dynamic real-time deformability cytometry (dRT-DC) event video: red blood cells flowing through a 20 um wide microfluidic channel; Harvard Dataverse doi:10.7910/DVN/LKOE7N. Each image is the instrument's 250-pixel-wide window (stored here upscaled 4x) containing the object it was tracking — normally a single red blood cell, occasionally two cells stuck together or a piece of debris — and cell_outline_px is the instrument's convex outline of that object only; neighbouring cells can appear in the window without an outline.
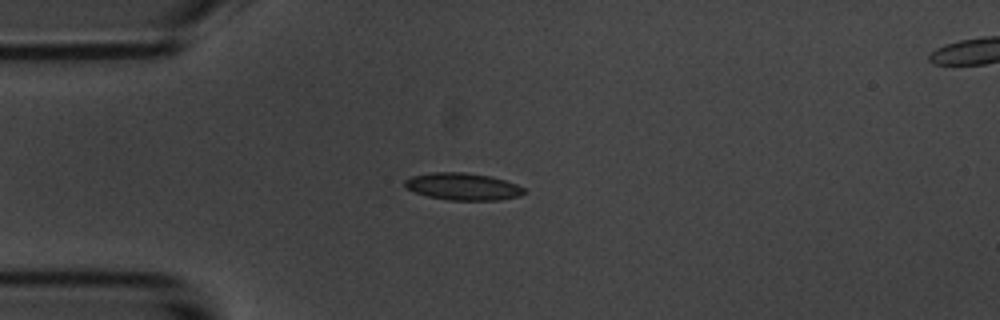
{"species": "common noctule bat (a hibernating species)", "species_latin": "Nyctalus noctula", "temperature_condition": "room temperature", "stored_images_in_passage": 6, "camera_frame_rate_fps": 3000, "um_per_image_px": 0.085, "animal": {"sex": "male", "body_mass_g": 20.1, "forearm_length_mm": 53.5}, "frame": {"image": 1, "passage_image": 1, "time_ms": 0.0, "image_size_px": [1000, 320], "cell_outline_px": [[524, 192], [520, 196], [500, 200], [448, 200], [428, 196], [404, 188], [404, 180], [412, 176], [432, 172], [464, 172], [488, 176], [504, 180], [516, 184], [524, 188]], "centroid_in_image_um": [39.31, 15.86], "position_along_channel_um": 45.7, "area_um2": 18.79}}
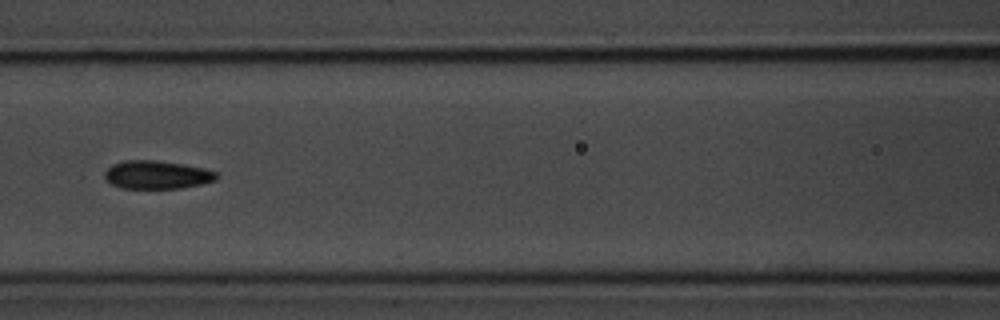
{"frame": {"image": 2, "passage_image": 4, "time_ms": 3.333, "image_size_px": [1000, 320], "cell_outline_px": [[216, 180], [200, 184], [180, 188], [120, 188], [112, 184], [104, 176], [104, 172], [112, 164], [124, 160], [152, 160], [180, 164], [204, 168], [216, 172]], "centroid_in_image_um": [13.3, 14.85], "position_along_channel_um": 153.3, "area_um2": 18.15}}
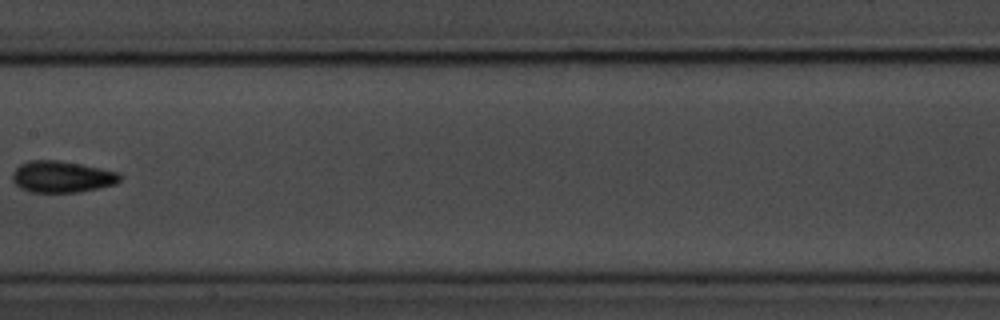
{"frame": {"image": 3, "passage_image": 5, "time_ms": 4.667, "image_size_px": [1000, 320], "cell_outline_px": [[124, 176], [116, 184], [76, 192], [32, 192], [20, 188], [12, 180], [12, 172], [20, 164], [28, 160], [60, 160], [120, 172]], "centroid_in_image_um": [5.27, 15.01], "position_along_channel_um": 202.1, "area_um2": 19.83}}